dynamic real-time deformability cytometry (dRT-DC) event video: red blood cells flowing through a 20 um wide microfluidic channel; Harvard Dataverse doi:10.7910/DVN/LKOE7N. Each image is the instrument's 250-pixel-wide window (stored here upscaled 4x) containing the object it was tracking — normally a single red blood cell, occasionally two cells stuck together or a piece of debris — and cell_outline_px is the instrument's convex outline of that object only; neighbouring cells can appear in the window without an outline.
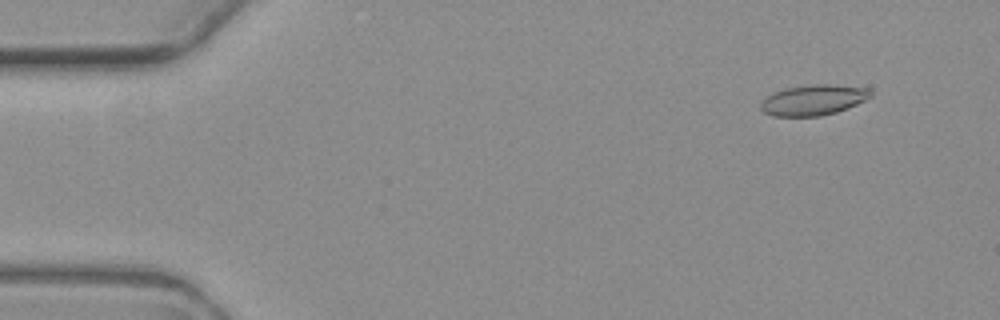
{"species": "common noctule bat (a hibernating species)", "species_latin": "Nyctalus noctula", "temperature_condition": "warm", "stored_images_in_passage": 5, "camera_frame_rate_fps": 3000, "um_per_image_px": 0.085, "animal": {"sex": "female", "body_mass_g": 19.3, "forearm_length_mm": 54.1}, "frame": {"image": 1, "passage_image": 2, "time_ms": 1.0, "image_size_px": [1000, 320], "cell_outline_px": [[872, 96], [848, 108], [836, 112], [820, 116], [772, 116], [764, 112], [760, 108], [760, 104], [768, 96], [784, 88], [812, 84], [828, 84], [868, 88], [872, 92]], "centroid_in_image_um": [69.15, 8.5], "position_along_channel_um": 15.9, "area_um2": 19.42}}
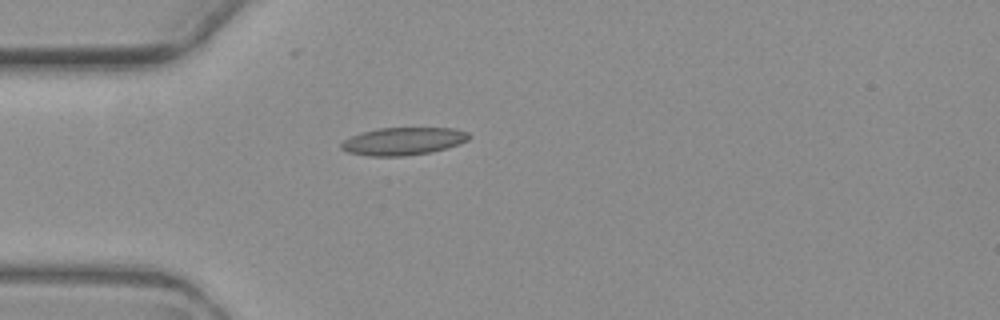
{"frame": {"image": 2, "passage_image": 5, "time_ms": 4.667, "image_size_px": [1000, 320], "cell_outline_px": [[472, 136], [468, 140], [460, 144], [432, 152], [404, 156], [368, 156], [348, 152], [340, 148], [340, 144], [344, 140], [360, 132], [376, 128], [452, 128], [468, 132]], "centroid_in_image_um": [34.28, 12.0], "position_along_channel_um": 50.7, "area_um2": 20.75}}